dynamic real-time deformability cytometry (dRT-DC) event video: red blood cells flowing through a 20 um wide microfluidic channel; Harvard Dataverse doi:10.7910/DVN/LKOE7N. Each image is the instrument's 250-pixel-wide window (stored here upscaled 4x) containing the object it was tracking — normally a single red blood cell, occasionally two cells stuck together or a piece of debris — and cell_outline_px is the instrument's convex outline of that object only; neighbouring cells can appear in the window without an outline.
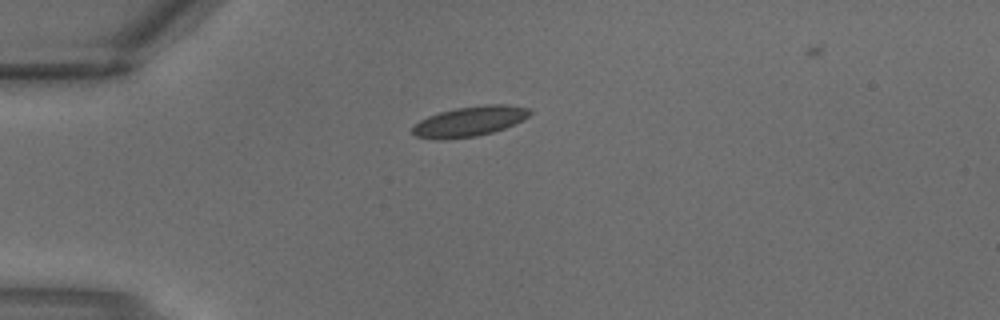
{"species": "common noctule bat (a hibernating species)", "species_latin": "Nyctalus noctula", "temperature_condition": "warm", "stored_images_in_passage": 1, "camera_frame_rate_fps": 3000, "um_per_image_px": 0.085, "animal": {"sex": "male", "body_mass_g": 18.8}, "frame": {"image": 1, "passage_image": 1, "time_ms": 0.0, "image_size_px": [1000, 320], "cell_outline_px": [[532, 112], [528, 116], [504, 128], [492, 132], [476, 136], [444, 140], [416, 136], [412, 132], [412, 128], [420, 120], [428, 116], [440, 112], [456, 108], [488, 104], [504, 104], [532, 108]], "centroid_in_image_um": [39.92, 10.31], "position_along_channel_um": 45.1, "area_um2": 20.35}}